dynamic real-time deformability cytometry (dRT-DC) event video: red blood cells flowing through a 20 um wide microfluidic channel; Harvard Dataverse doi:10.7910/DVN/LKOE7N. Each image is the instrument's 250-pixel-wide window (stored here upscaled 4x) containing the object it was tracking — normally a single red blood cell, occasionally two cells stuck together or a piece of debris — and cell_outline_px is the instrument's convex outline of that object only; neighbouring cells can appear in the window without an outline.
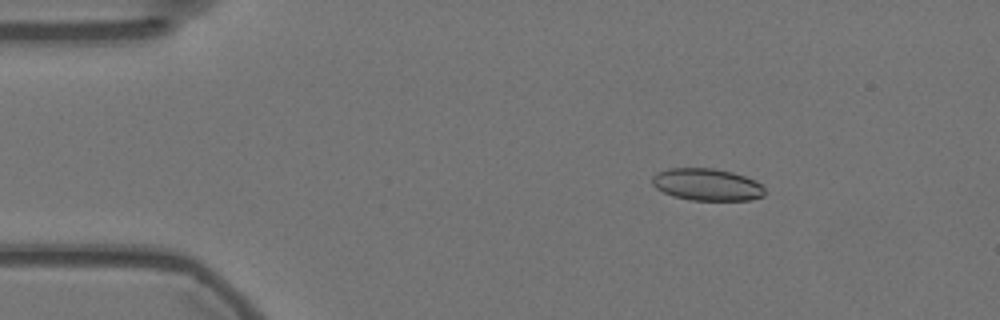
{"species": "Egyptian fruit bat (a non-hibernating species)", "species_latin": "Rousettus aegyptiacus", "temperature_condition": "warm", "stored_images_in_passage": 12, "camera_frame_rate_fps": 3000, "um_per_image_px": 0.085, "animal": {"sex": "female"}, "frame": {"image": 1, "passage_image": 9, "time_ms": 2.667, "image_size_px": [1000, 320], "cell_outline_px": [[764, 196], [752, 200], [688, 200], [672, 196], [656, 188], [652, 184], [652, 176], [656, 172], [668, 168], [712, 168], [732, 172], [756, 180], [764, 188]], "centroid_in_image_um": [60.07, 15.69], "position_along_channel_um": 24.9, "area_um2": 21.21}}